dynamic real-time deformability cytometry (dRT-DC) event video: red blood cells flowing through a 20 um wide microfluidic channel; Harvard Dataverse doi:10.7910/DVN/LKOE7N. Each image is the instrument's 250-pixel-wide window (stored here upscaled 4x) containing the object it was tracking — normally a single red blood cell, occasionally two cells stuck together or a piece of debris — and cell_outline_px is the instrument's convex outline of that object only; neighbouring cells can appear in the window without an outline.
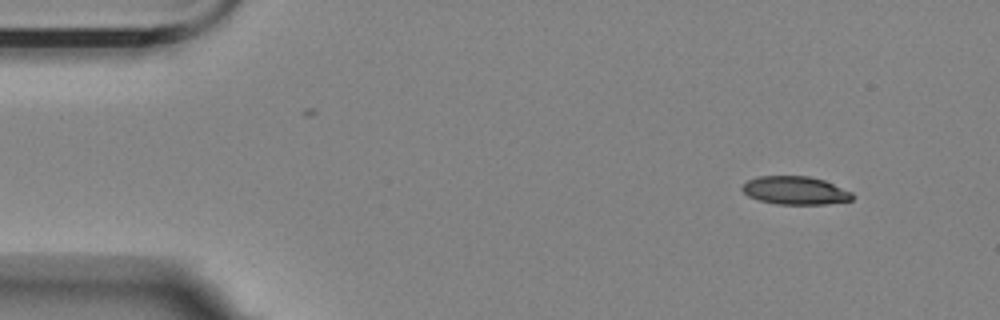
{"species": "Egyptian fruit bat (a non-hibernating species)", "species_latin": "Rousettus aegyptiacus", "temperature_condition": "room temperature", "stored_images_in_passage": 52, "camera_frame_rate_fps": 3000, "um_per_image_px": 0.085, "animal": {"sex": "female"}, "frame": {"image": 1, "passage_image": 1, "time_ms": 0.0, "image_size_px": [1000, 320], "cell_outline_px": [[852, 200], [824, 204], [776, 204], [760, 200], [748, 196], [740, 188], [748, 180], [760, 176], [808, 176], [824, 180], [852, 192]], "centroid_in_image_um": [67.58, 16.19], "position_along_channel_um": 17.4, "area_um2": 17.92}}
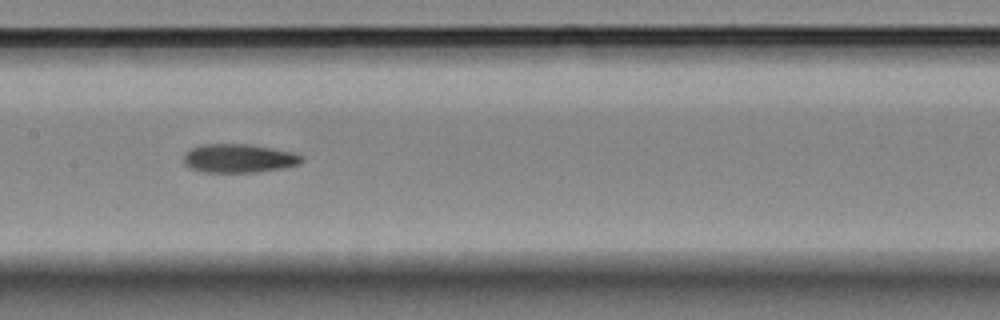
{"frame": {"image": 2, "passage_image": 23, "time_ms": 7.333, "image_size_px": [1000, 320], "cell_outline_px": [[304, 160], [300, 164], [284, 168], [256, 172], [204, 172], [192, 168], [184, 164], [184, 152], [200, 144], [244, 144], [292, 152], [304, 156]], "centroid_in_image_um": [20.3, 13.46], "position_along_channel_um": 187.1, "area_um2": 19.65}}
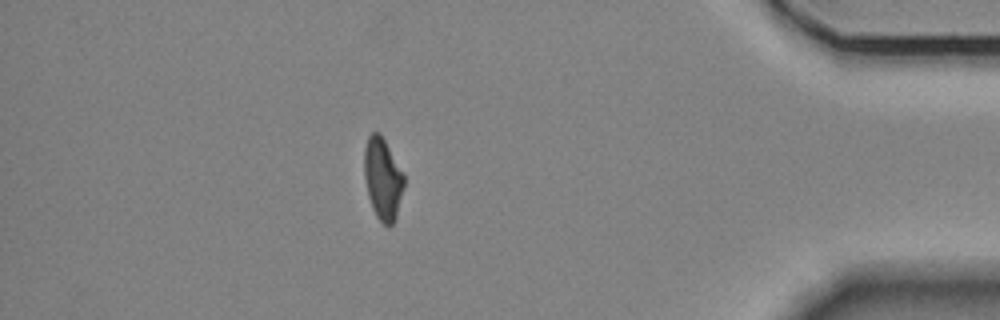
{"frame": {"image": 3, "passage_image": 45, "time_ms": 14.667, "image_size_px": [1000, 320], "cell_outline_px": [[404, 188], [396, 216], [392, 224], [388, 228], [376, 216], [372, 208], [368, 196], [364, 176], [364, 148], [368, 136], [372, 132], [380, 132], [404, 176]], "centroid_in_image_um": [32.51, 15.2], "position_along_channel_um": 402.7, "area_um2": 18.84}, "authors_computed_cell_mechanics": {"area_um2": 19.7098, "velocity_mm_per_s": 3.5258, "shape_relaxation_time_tau1_ms": 6.4041, "shape_relaxation_time_tau2_ms": 4.7683, "deformation_change_tau1": 0.1787, "deformation_change_tau2": 0.1263}}